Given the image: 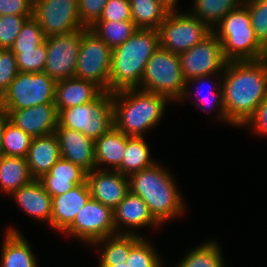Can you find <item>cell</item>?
Wrapping results in <instances>:
<instances>
[{
	"mask_svg": "<svg viewBox=\"0 0 267 267\" xmlns=\"http://www.w3.org/2000/svg\"><path fill=\"white\" fill-rule=\"evenodd\" d=\"M223 105L230 125L245 126L267 97V58L227 61L222 72Z\"/></svg>",
	"mask_w": 267,
	"mask_h": 267,
	"instance_id": "obj_1",
	"label": "cell"
},
{
	"mask_svg": "<svg viewBox=\"0 0 267 267\" xmlns=\"http://www.w3.org/2000/svg\"><path fill=\"white\" fill-rule=\"evenodd\" d=\"M159 47L158 30L137 29L122 45L113 48L108 92L138 88L146 63Z\"/></svg>",
	"mask_w": 267,
	"mask_h": 267,
	"instance_id": "obj_2",
	"label": "cell"
},
{
	"mask_svg": "<svg viewBox=\"0 0 267 267\" xmlns=\"http://www.w3.org/2000/svg\"><path fill=\"white\" fill-rule=\"evenodd\" d=\"M112 98L113 126L129 137H143L144 132L155 127L170 101L139 88L112 92Z\"/></svg>",
	"mask_w": 267,
	"mask_h": 267,
	"instance_id": "obj_3",
	"label": "cell"
},
{
	"mask_svg": "<svg viewBox=\"0 0 267 267\" xmlns=\"http://www.w3.org/2000/svg\"><path fill=\"white\" fill-rule=\"evenodd\" d=\"M171 173L161 165L132 173L128 176L129 191L138 195L148 206L153 218L162 224L183 214V198Z\"/></svg>",
	"mask_w": 267,
	"mask_h": 267,
	"instance_id": "obj_4",
	"label": "cell"
},
{
	"mask_svg": "<svg viewBox=\"0 0 267 267\" xmlns=\"http://www.w3.org/2000/svg\"><path fill=\"white\" fill-rule=\"evenodd\" d=\"M212 32L221 42L223 55L227 61L267 58V49L257 39L250 12L243 3L230 11Z\"/></svg>",
	"mask_w": 267,
	"mask_h": 267,
	"instance_id": "obj_5",
	"label": "cell"
},
{
	"mask_svg": "<svg viewBox=\"0 0 267 267\" xmlns=\"http://www.w3.org/2000/svg\"><path fill=\"white\" fill-rule=\"evenodd\" d=\"M142 85V86H141ZM139 89L180 101L185 92L179 54L159 47L146 63Z\"/></svg>",
	"mask_w": 267,
	"mask_h": 267,
	"instance_id": "obj_6",
	"label": "cell"
},
{
	"mask_svg": "<svg viewBox=\"0 0 267 267\" xmlns=\"http://www.w3.org/2000/svg\"><path fill=\"white\" fill-rule=\"evenodd\" d=\"M96 140L113 127L112 92L102 91L93 101L59 112L58 126Z\"/></svg>",
	"mask_w": 267,
	"mask_h": 267,
	"instance_id": "obj_7",
	"label": "cell"
},
{
	"mask_svg": "<svg viewBox=\"0 0 267 267\" xmlns=\"http://www.w3.org/2000/svg\"><path fill=\"white\" fill-rule=\"evenodd\" d=\"M56 81L43 72H18L0 97L3 110H20L54 104Z\"/></svg>",
	"mask_w": 267,
	"mask_h": 267,
	"instance_id": "obj_8",
	"label": "cell"
},
{
	"mask_svg": "<svg viewBox=\"0 0 267 267\" xmlns=\"http://www.w3.org/2000/svg\"><path fill=\"white\" fill-rule=\"evenodd\" d=\"M112 49L89 28L82 34L74 77L108 91Z\"/></svg>",
	"mask_w": 267,
	"mask_h": 267,
	"instance_id": "obj_9",
	"label": "cell"
},
{
	"mask_svg": "<svg viewBox=\"0 0 267 267\" xmlns=\"http://www.w3.org/2000/svg\"><path fill=\"white\" fill-rule=\"evenodd\" d=\"M160 47L174 54L188 51L212 30L190 13L169 12L159 29Z\"/></svg>",
	"mask_w": 267,
	"mask_h": 267,
	"instance_id": "obj_10",
	"label": "cell"
},
{
	"mask_svg": "<svg viewBox=\"0 0 267 267\" xmlns=\"http://www.w3.org/2000/svg\"><path fill=\"white\" fill-rule=\"evenodd\" d=\"M32 17L45 37L85 28L79 18L78 0H33Z\"/></svg>",
	"mask_w": 267,
	"mask_h": 267,
	"instance_id": "obj_11",
	"label": "cell"
},
{
	"mask_svg": "<svg viewBox=\"0 0 267 267\" xmlns=\"http://www.w3.org/2000/svg\"><path fill=\"white\" fill-rule=\"evenodd\" d=\"M88 28L45 38L47 46L44 72L55 81L74 77L82 34Z\"/></svg>",
	"mask_w": 267,
	"mask_h": 267,
	"instance_id": "obj_12",
	"label": "cell"
},
{
	"mask_svg": "<svg viewBox=\"0 0 267 267\" xmlns=\"http://www.w3.org/2000/svg\"><path fill=\"white\" fill-rule=\"evenodd\" d=\"M181 71L185 81L205 75L220 76L224 71L227 60L222 51V44L211 32L202 41L179 54Z\"/></svg>",
	"mask_w": 267,
	"mask_h": 267,
	"instance_id": "obj_13",
	"label": "cell"
},
{
	"mask_svg": "<svg viewBox=\"0 0 267 267\" xmlns=\"http://www.w3.org/2000/svg\"><path fill=\"white\" fill-rule=\"evenodd\" d=\"M63 233L80 238L82 242L90 245L100 239L116 235L113 211L106 205L90 198Z\"/></svg>",
	"mask_w": 267,
	"mask_h": 267,
	"instance_id": "obj_14",
	"label": "cell"
},
{
	"mask_svg": "<svg viewBox=\"0 0 267 267\" xmlns=\"http://www.w3.org/2000/svg\"><path fill=\"white\" fill-rule=\"evenodd\" d=\"M94 169L87 172V183L91 198L106 205L112 211L120 204L129 192L128 176L119 171Z\"/></svg>",
	"mask_w": 267,
	"mask_h": 267,
	"instance_id": "obj_15",
	"label": "cell"
},
{
	"mask_svg": "<svg viewBox=\"0 0 267 267\" xmlns=\"http://www.w3.org/2000/svg\"><path fill=\"white\" fill-rule=\"evenodd\" d=\"M8 119L32 138L55 133L59 113L55 104H40L20 110H4Z\"/></svg>",
	"mask_w": 267,
	"mask_h": 267,
	"instance_id": "obj_16",
	"label": "cell"
},
{
	"mask_svg": "<svg viewBox=\"0 0 267 267\" xmlns=\"http://www.w3.org/2000/svg\"><path fill=\"white\" fill-rule=\"evenodd\" d=\"M61 158L79 165L87 172L96 169L94 140L79 131L64 127L55 129Z\"/></svg>",
	"mask_w": 267,
	"mask_h": 267,
	"instance_id": "obj_17",
	"label": "cell"
},
{
	"mask_svg": "<svg viewBox=\"0 0 267 267\" xmlns=\"http://www.w3.org/2000/svg\"><path fill=\"white\" fill-rule=\"evenodd\" d=\"M113 223L117 234H137L131 229L145 226H159V223L151 215L146 203L132 192H128L120 204L113 210ZM120 224V226H119ZM121 226L128 227L121 232Z\"/></svg>",
	"mask_w": 267,
	"mask_h": 267,
	"instance_id": "obj_18",
	"label": "cell"
},
{
	"mask_svg": "<svg viewBox=\"0 0 267 267\" xmlns=\"http://www.w3.org/2000/svg\"><path fill=\"white\" fill-rule=\"evenodd\" d=\"M90 198L87 181L62 195L52 197L51 227L63 232Z\"/></svg>",
	"mask_w": 267,
	"mask_h": 267,
	"instance_id": "obj_19",
	"label": "cell"
},
{
	"mask_svg": "<svg viewBox=\"0 0 267 267\" xmlns=\"http://www.w3.org/2000/svg\"><path fill=\"white\" fill-rule=\"evenodd\" d=\"M45 191L51 196L62 195L75 186L85 183L87 171L71 161L60 158L40 179Z\"/></svg>",
	"mask_w": 267,
	"mask_h": 267,
	"instance_id": "obj_20",
	"label": "cell"
},
{
	"mask_svg": "<svg viewBox=\"0 0 267 267\" xmlns=\"http://www.w3.org/2000/svg\"><path fill=\"white\" fill-rule=\"evenodd\" d=\"M61 158L59 142L55 133L33 137L26 156L31 176L40 179Z\"/></svg>",
	"mask_w": 267,
	"mask_h": 267,
	"instance_id": "obj_21",
	"label": "cell"
},
{
	"mask_svg": "<svg viewBox=\"0 0 267 267\" xmlns=\"http://www.w3.org/2000/svg\"><path fill=\"white\" fill-rule=\"evenodd\" d=\"M101 92L92 82L70 77L56 81L54 104L59 113L63 109L93 101Z\"/></svg>",
	"mask_w": 267,
	"mask_h": 267,
	"instance_id": "obj_22",
	"label": "cell"
},
{
	"mask_svg": "<svg viewBox=\"0 0 267 267\" xmlns=\"http://www.w3.org/2000/svg\"><path fill=\"white\" fill-rule=\"evenodd\" d=\"M12 196L25 213L35 219L47 220L51 226L52 197L45 191L39 179H33L20 187L12 193Z\"/></svg>",
	"mask_w": 267,
	"mask_h": 267,
	"instance_id": "obj_23",
	"label": "cell"
},
{
	"mask_svg": "<svg viewBox=\"0 0 267 267\" xmlns=\"http://www.w3.org/2000/svg\"><path fill=\"white\" fill-rule=\"evenodd\" d=\"M127 144V136L120 130L111 127L100 138L94 141L96 168L109 164L116 171L122 161Z\"/></svg>",
	"mask_w": 267,
	"mask_h": 267,
	"instance_id": "obj_24",
	"label": "cell"
},
{
	"mask_svg": "<svg viewBox=\"0 0 267 267\" xmlns=\"http://www.w3.org/2000/svg\"><path fill=\"white\" fill-rule=\"evenodd\" d=\"M1 252L2 267H37L30 245L18 230L9 228Z\"/></svg>",
	"mask_w": 267,
	"mask_h": 267,
	"instance_id": "obj_25",
	"label": "cell"
},
{
	"mask_svg": "<svg viewBox=\"0 0 267 267\" xmlns=\"http://www.w3.org/2000/svg\"><path fill=\"white\" fill-rule=\"evenodd\" d=\"M33 179L26 158L5 155L0 157V189L4 193L11 195Z\"/></svg>",
	"mask_w": 267,
	"mask_h": 267,
	"instance_id": "obj_26",
	"label": "cell"
},
{
	"mask_svg": "<svg viewBox=\"0 0 267 267\" xmlns=\"http://www.w3.org/2000/svg\"><path fill=\"white\" fill-rule=\"evenodd\" d=\"M141 238L139 234H116L94 242V246H100L101 243L104 245L99 257V266H114L125 262L129 257L130 249Z\"/></svg>",
	"mask_w": 267,
	"mask_h": 267,
	"instance_id": "obj_27",
	"label": "cell"
},
{
	"mask_svg": "<svg viewBox=\"0 0 267 267\" xmlns=\"http://www.w3.org/2000/svg\"><path fill=\"white\" fill-rule=\"evenodd\" d=\"M155 163L156 162H153L150 157V149L144 140V137L127 136V144L123 161L116 171L129 176L132 173L149 168Z\"/></svg>",
	"mask_w": 267,
	"mask_h": 267,
	"instance_id": "obj_28",
	"label": "cell"
},
{
	"mask_svg": "<svg viewBox=\"0 0 267 267\" xmlns=\"http://www.w3.org/2000/svg\"><path fill=\"white\" fill-rule=\"evenodd\" d=\"M132 21L137 29L158 30L169 11L157 0H129Z\"/></svg>",
	"mask_w": 267,
	"mask_h": 267,
	"instance_id": "obj_29",
	"label": "cell"
},
{
	"mask_svg": "<svg viewBox=\"0 0 267 267\" xmlns=\"http://www.w3.org/2000/svg\"><path fill=\"white\" fill-rule=\"evenodd\" d=\"M240 4L239 0H194V9L192 8L190 14L213 30L230 11Z\"/></svg>",
	"mask_w": 267,
	"mask_h": 267,
	"instance_id": "obj_30",
	"label": "cell"
},
{
	"mask_svg": "<svg viewBox=\"0 0 267 267\" xmlns=\"http://www.w3.org/2000/svg\"><path fill=\"white\" fill-rule=\"evenodd\" d=\"M111 49L122 45L137 30L132 20L128 21H97L89 28Z\"/></svg>",
	"mask_w": 267,
	"mask_h": 267,
	"instance_id": "obj_31",
	"label": "cell"
},
{
	"mask_svg": "<svg viewBox=\"0 0 267 267\" xmlns=\"http://www.w3.org/2000/svg\"><path fill=\"white\" fill-rule=\"evenodd\" d=\"M216 241H206L189 251L177 267H224L221 248Z\"/></svg>",
	"mask_w": 267,
	"mask_h": 267,
	"instance_id": "obj_32",
	"label": "cell"
},
{
	"mask_svg": "<svg viewBox=\"0 0 267 267\" xmlns=\"http://www.w3.org/2000/svg\"><path fill=\"white\" fill-rule=\"evenodd\" d=\"M32 137L9 120L3 131V155L26 158Z\"/></svg>",
	"mask_w": 267,
	"mask_h": 267,
	"instance_id": "obj_33",
	"label": "cell"
},
{
	"mask_svg": "<svg viewBox=\"0 0 267 267\" xmlns=\"http://www.w3.org/2000/svg\"><path fill=\"white\" fill-rule=\"evenodd\" d=\"M12 52L16 55L18 71L30 73L44 71L47 56L46 41L33 49L12 50Z\"/></svg>",
	"mask_w": 267,
	"mask_h": 267,
	"instance_id": "obj_34",
	"label": "cell"
},
{
	"mask_svg": "<svg viewBox=\"0 0 267 267\" xmlns=\"http://www.w3.org/2000/svg\"><path fill=\"white\" fill-rule=\"evenodd\" d=\"M143 238L130 249L129 257L125 261L127 265L129 267H163L155 247Z\"/></svg>",
	"mask_w": 267,
	"mask_h": 267,
	"instance_id": "obj_35",
	"label": "cell"
},
{
	"mask_svg": "<svg viewBox=\"0 0 267 267\" xmlns=\"http://www.w3.org/2000/svg\"><path fill=\"white\" fill-rule=\"evenodd\" d=\"M45 35L39 23L33 18H29L23 25L16 40L11 46V50H28L41 45L45 41Z\"/></svg>",
	"mask_w": 267,
	"mask_h": 267,
	"instance_id": "obj_36",
	"label": "cell"
},
{
	"mask_svg": "<svg viewBox=\"0 0 267 267\" xmlns=\"http://www.w3.org/2000/svg\"><path fill=\"white\" fill-rule=\"evenodd\" d=\"M250 12L252 27L259 42L267 49V2L246 0L243 3Z\"/></svg>",
	"mask_w": 267,
	"mask_h": 267,
	"instance_id": "obj_37",
	"label": "cell"
},
{
	"mask_svg": "<svg viewBox=\"0 0 267 267\" xmlns=\"http://www.w3.org/2000/svg\"><path fill=\"white\" fill-rule=\"evenodd\" d=\"M32 16L0 15V49H10L24 23Z\"/></svg>",
	"mask_w": 267,
	"mask_h": 267,
	"instance_id": "obj_38",
	"label": "cell"
},
{
	"mask_svg": "<svg viewBox=\"0 0 267 267\" xmlns=\"http://www.w3.org/2000/svg\"><path fill=\"white\" fill-rule=\"evenodd\" d=\"M212 76H214V75H205V76H200V77H194V78H191V79H189V80H187L186 81V88H185V92H184V94H183V96H182V99H181V101H183L184 99L183 98H185L186 97V99L188 98V95L190 96L191 95V92L190 91H188L187 89H188V86L190 85L189 83H192V84H200V85H202V83H203V85L202 86H204V82L203 81H205L207 78L209 79V77H212ZM222 77V74H221V76L219 77L220 78V80H218L219 82V86H218V84H216V87H214L215 88V92H214V90H212V91H210L213 95H214V98L213 99H210V100H212V101H210L208 98H200V100H201V102L202 103H204L206 106L207 105H209L210 104V102H212L215 106H217L218 107V110H219V112H218V114H219V116H218V118H219V120H224V121H226L228 124L230 123L228 120H227V117H226V112H225V109H224V105H223V95H222V87H221V78ZM195 82V83H194ZM202 82V83H201ZM211 87H213V86H211ZM204 88V87H203ZM214 88H211V89H214ZM218 90V91H217ZM198 91H199V89H198ZM217 91V92H216ZM197 92V91H196ZM199 97H200V95H198ZM204 96V95H203ZM213 97V96H212ZM194 105H196V107H198V108H200V109H202V110H208V109H206L204 106H202V105H204V104H199V103H196V102H194L193 103ZM212 106V105H211ZM221 118V119H220Z\"/></svg>",
	"mask_w": 267,
	"mask_h": 267,
	"instance_id": "obj_39",
	"label": "cell"
},
{
	"mask_svg": "<svg viewBox=\"0 0 267 267\" xmlns=\"http://www.w3.org/2000/svg\"><path fill=\"white\" fill-rule=\"evenodd\" d=\"M18 72L16 55L11 49H0V97Z\"/></svg>",
	"mask_w": 267,
	"mask_h": 267,
	"instance_id": "obj_40",
	"label": "cell"
},
{
	"mask_svg": "<svg viewBox=\"0 0 267 267\" xmlns=\"http://www.w3.org/2000/svg\"><path fill=\"white\" fill-rule=\"evenodd\" d=\"M108 0H78L79 18L85 28H90L99 19Z\"/></svg>",
	"mask_w": 267,
	"mask_h": 267,
	"instance_id": "obj_41",
	"label": "cell"
},
{
	"mask_svg": "<svg viewBox=\"0 0 267 267\" xmlns=\"http://www.w3.org/2000/svg\"><path fill=\"white\" fill-rule=\"evenodd\" d=\"M132 20L129 0H108L98 21Z\"/></svg>",
	"mask_w": 267,
	"mask_h": 267,
	"instance_id": "obj_42",
	"label": "cell"
},
{
	"mask_svg": "<svg viewBox=\"0 0 267 267\" xmlns=\"http://www.w3.org/2000/svg\"><path fill=\"white\" fill-rule=\"evenodd\" d=\"M33 0H0V15L32 16Z\"/></svg>",
	"mask_w": 267,
	"mask_h": 267,
	"instance_id": "obj_43",
	"label": "cell"
},
{
	"mask_svg": "<svg viewBox=\"0 0 267 267\" xmlns=\"http://www.w3.org/2000/svg\"><path fill=\"white\" fill-rule=\"evenodd\" d=\"M245 125L252 126L255 132L267 135V97L257 107L255 114L247 121Z\"/></svg>",
	"mask_w": 267,
	"mask_h": 267,
	"instance_id": "obj_44",
	"label": "cell"
},
{
	"mask_svg": "<svg viewBox=\"0 0 267 267\" xmlns=\"http://www.w3.org/2000/svg\"><path fill=\"white\" fill-rule=\"evenodd\" d=\"M8 120L7 113L0 108V157L3 156V131Z\"/></svg>",
	"mask_w": 267,
	"mask_h": 267,
	"instance_id": "obj_45",
	"label": "cell"
},
{
	"mask_svg": "<svg viewBox=\"0 0 267 267\" xmlns=\"http://www.w3.org/2000/svg\"><path fill=\"white\" fill-rule=\"evenodd\" d=\"M161 5H163L169 12H175L178 0H157Z\"/></svg>",
	"mask_w": 267,
	"mask_h": 267,
	"instance_id": "obj_46",
	"label": "cell"
},
{
	"mask_svg": "<svg viewBox=\"0 0 267 267\" xmlns=\"http://www.w3.org/2000/svg\"><path fill=\"white\" fill-rule=\"evenodd\" d=\"M98 267H129L126 262L114 264V266H98Z\"/></svg>",
	"mask_w": 267,
	"mask_h": 267,
	"instance_id": "obj_47",
	"label": "cell"
}]
</instances>
